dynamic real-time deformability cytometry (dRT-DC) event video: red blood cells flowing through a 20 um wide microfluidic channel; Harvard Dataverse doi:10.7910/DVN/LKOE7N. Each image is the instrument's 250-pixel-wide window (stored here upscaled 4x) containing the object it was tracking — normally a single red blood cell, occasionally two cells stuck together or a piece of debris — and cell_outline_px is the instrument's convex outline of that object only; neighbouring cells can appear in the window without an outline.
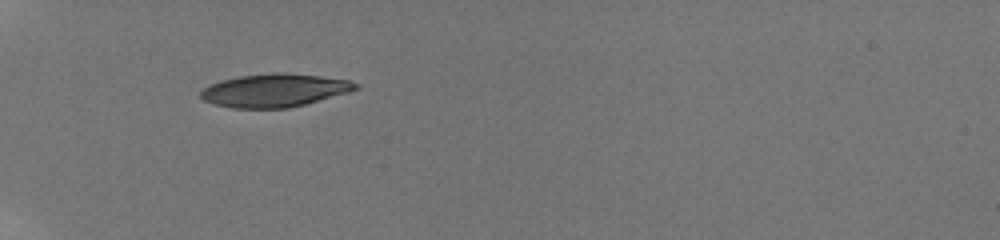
{"species": "human", "species_latin": "Homo sapiens", "temperature_condition": "room temperature", "stored_images_in_passage": 8, "camera_frame_rate_fps": 3000, "um_per_image_px": 0.085, "donor": {"sex": "male"}, "frame": {"image": 1, "passage_image": 1, "time_ms": 0.0, "image_size_px": [1000, 240], "cell_outline_px": [[360, 88], [348, 92], [304, 104], [288, 108], [232, 108], [216, 104], [204, 100], [200, 96], [200, 92], [204, 88], [220, 80], [240, 76], [276, 72], [284, 72], [320, 76], [348, 80], [360, 84]], "centroid_in_image_um": [23.35, 7.67], "position_along_channel_um": 61.7, "area_um2": 29.71}}